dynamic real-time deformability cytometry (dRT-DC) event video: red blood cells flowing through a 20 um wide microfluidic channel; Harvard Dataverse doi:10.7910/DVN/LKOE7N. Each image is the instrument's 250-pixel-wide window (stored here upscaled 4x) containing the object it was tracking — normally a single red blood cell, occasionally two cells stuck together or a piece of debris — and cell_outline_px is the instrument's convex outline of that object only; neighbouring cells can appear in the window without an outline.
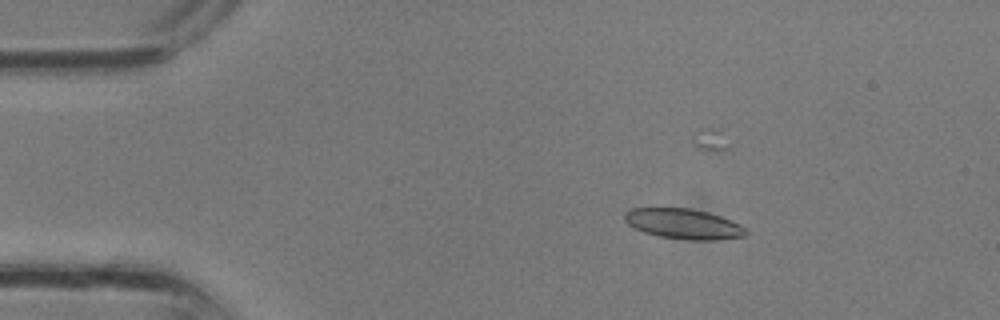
{"species": "common noctule bat (a hibernating species)", "species_latin": "Nyctalus noctula", "temperature_condition": "room temperature", "stored_images_in_passage": 30, "camera_frame_rate_fps": 3000, "um_per_image_px": 0.085, "animal": {"sex": "male", "body_mass_g": 13.3}, "frame": {"image": 1, "passage_image": 1, "time_ms": 0.0, "image_size_px": [1000, 320], "cell_outline_px": [[748, 232], [744, 236], [716, 240], [688, 240], [660, 236], [644, 232], [628, 224], [624, 220], [624, 212], [632, 208], [688, 208], [708, 212], [720, 216], [740, 224]], "centroid_in_image_um": [58.09, 19.02], "position_along_channel_um": 26.9, "area_um2": 21.27}}
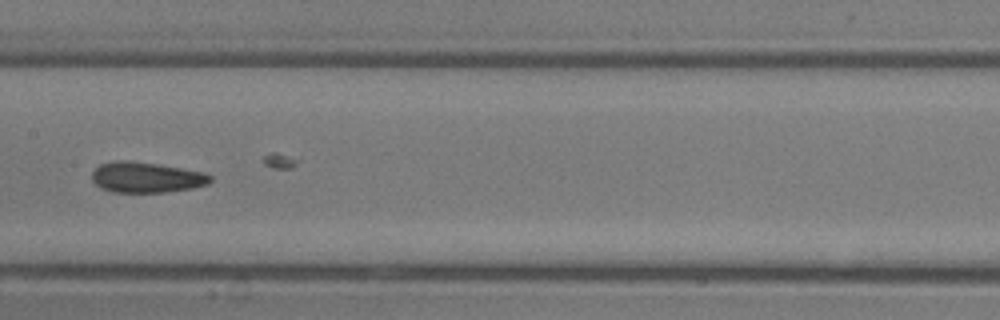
{"frame": {"image": 2, "passage_image": 13, "time_ms": 4.0, "image_size_px": [1000, 320], "cell_outline_px": [[212, 180], [208, 184], [192, 188], [164, 192], [112, 192], [100, 188], [92, 180], [92, 172], [100, 164], [116, 160], [128, 160], [160, 164], [204, 172], [212, 176]], "centroid_in_image_um": [12.43, 15.07], "position_along_channel_um": 195.0, "area_um2": 21.21}}
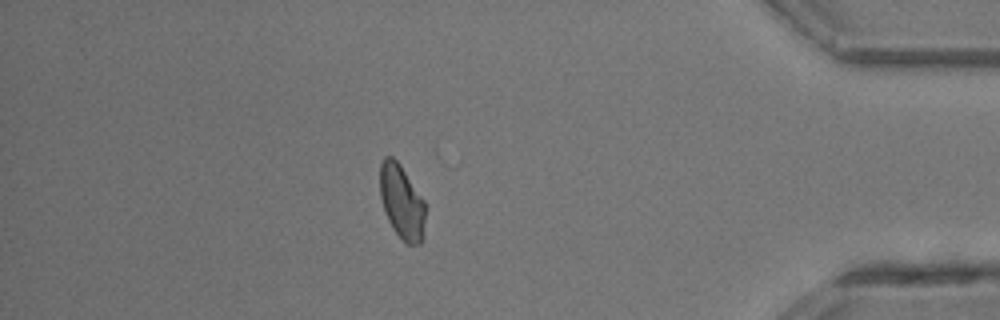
{"frame": {"image": 3, "passage_image": 26, "time_ms": 8.333, "image_size_px": [1000, 320], "cell_outline_px": [[424, 236], [420, 244], [408, 244], [392, 228], [384, 212], [380, 196], [380, 164], [384, 156], [392, 156], [400, 164], [424, 200]], "centroid_in_image_um": [34.13, 17.14], "position_along_channel_um": 401.1, "area_um2": 19.54}}